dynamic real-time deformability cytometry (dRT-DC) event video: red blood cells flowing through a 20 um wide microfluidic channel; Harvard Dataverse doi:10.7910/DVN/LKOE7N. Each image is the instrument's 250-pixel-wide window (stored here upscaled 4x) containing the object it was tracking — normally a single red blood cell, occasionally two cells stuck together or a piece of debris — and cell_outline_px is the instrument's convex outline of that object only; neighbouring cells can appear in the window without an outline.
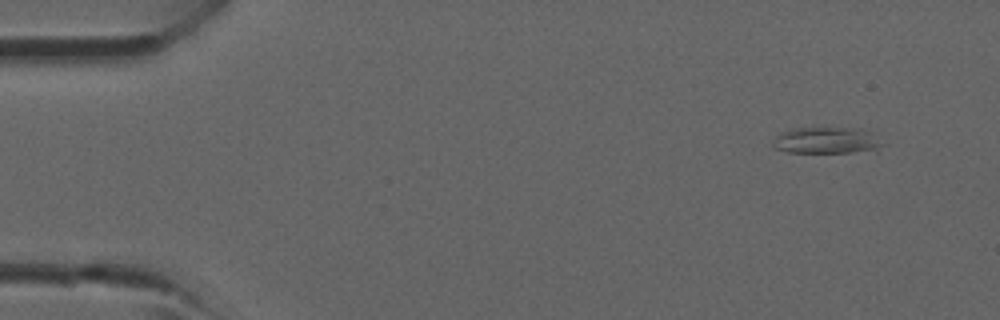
{"species": "common noctule bat (a hibernating species)", "species_latin": "Nyctalus noctula", "temperature_condition": "room temperature", "stored_images_in_passage": 3, "camera_frame_rate_fps": 3000, "um_per_image_px": 0.085, "animal": {"sex": "male", "forearm_length_mm": 52.5}, "frame": {"image": 1, "passage_image": 1, "time_ms": 0.0, "image_size_px": [1000, 320], "cell_outline_px": [[888, 144], [876, 152], [788, 152], [772, 148], [772, 144], [776, 136], [780, 132], [792, 128], [860, 128], [868, 132]], "centroid_in_image_um": [70.32, 11.95], "position_along_channel_um": 14.7, "area_um2": 17.28}}
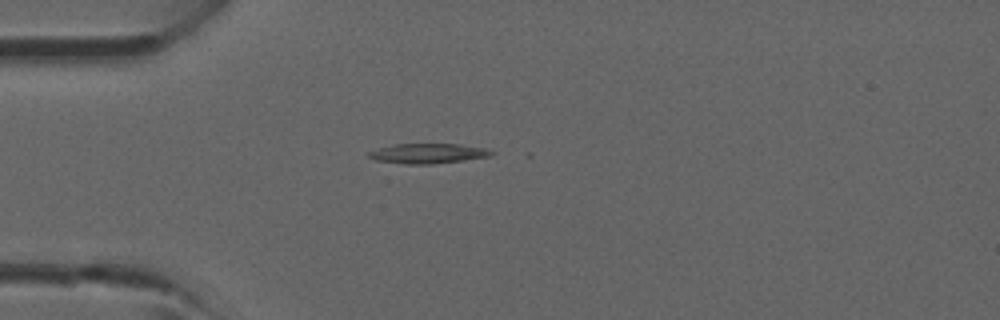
{"frame": {"image": 2, "passage_image": 3, "time_ms": 2.667, "image_size_px": [1000, 320], "cell_outline_px": [[496, 152], [488, 156], [464, 160], [432, 164], [404, 164], [376, 160], [368, 156], [368, 152], [392, 144], [460, 144], [484, 148]], "centroid_in_image_um": [36.36, 13.04], "position_along_channel_um": 48.6, "area_um2": 14.1}}